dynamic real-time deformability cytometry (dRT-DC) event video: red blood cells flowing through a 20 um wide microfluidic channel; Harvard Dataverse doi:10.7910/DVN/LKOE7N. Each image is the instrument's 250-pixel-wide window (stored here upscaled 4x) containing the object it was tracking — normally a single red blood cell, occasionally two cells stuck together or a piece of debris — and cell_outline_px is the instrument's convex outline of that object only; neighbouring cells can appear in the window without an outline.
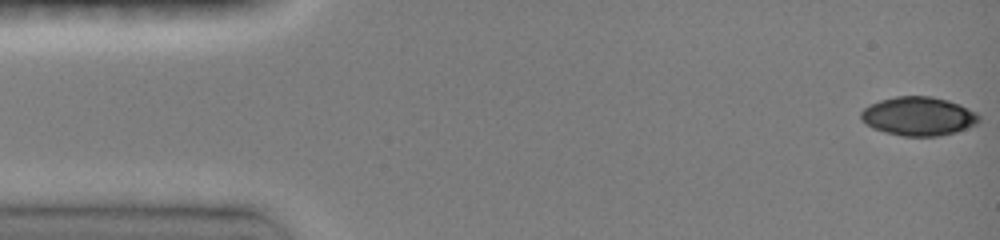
{"species": "common noctule bat (a hibernating species)", "species_latin": "Nyctalus noctula", "temperature_condition": "room temperature", "stored_images_in_passage": 20, "camera_frame_rate_fps": 3000, "um_per_image_px": 0.085, "animal": {"sex": "female", "body_mass_g": 19.0, "forearm_length_mm": 51.5}, "frame": {"image": 1, "passage_image": 1, "time_ms": 0.0, "image_size_px": [1000, 240], "cell_outline_px": [[980, 120], [976, 124], [956, 132], [940, 136], [904, 136], [884, 132], [872, 128], [860, 120], [860, 112], [864, 108], [880, 100], [896, 96], [932, 96], [948, 100], [960, 104], [976, 112], [980, 116]], "centroid_in_image_um": [78.07, 9.88], "position_along_channel_um": 6.9, "area_um2": 26.82}}
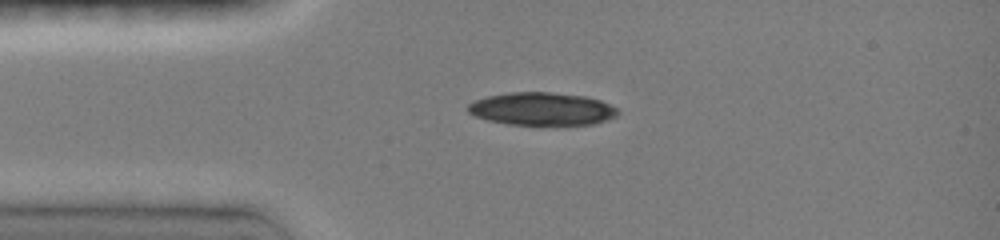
{"frame": {"image": 2, "passage_image": 11, "time_ms": 3.333, "image_size_px": [1000, 240], "cell_outline_px": [[620, 112], [616, 116], [592, 124], [508, 124], [488, 120], [476, 116], [468, 112], [468, 104], [472, 100], [488, 96], [508, 92], [548, 92], [584, 96], [600, 100], [616, 108]], "centroid_in_image_um": [46.02, 9.24], "position_along_channel_um": 39.0, "area_um2": 28.38}}